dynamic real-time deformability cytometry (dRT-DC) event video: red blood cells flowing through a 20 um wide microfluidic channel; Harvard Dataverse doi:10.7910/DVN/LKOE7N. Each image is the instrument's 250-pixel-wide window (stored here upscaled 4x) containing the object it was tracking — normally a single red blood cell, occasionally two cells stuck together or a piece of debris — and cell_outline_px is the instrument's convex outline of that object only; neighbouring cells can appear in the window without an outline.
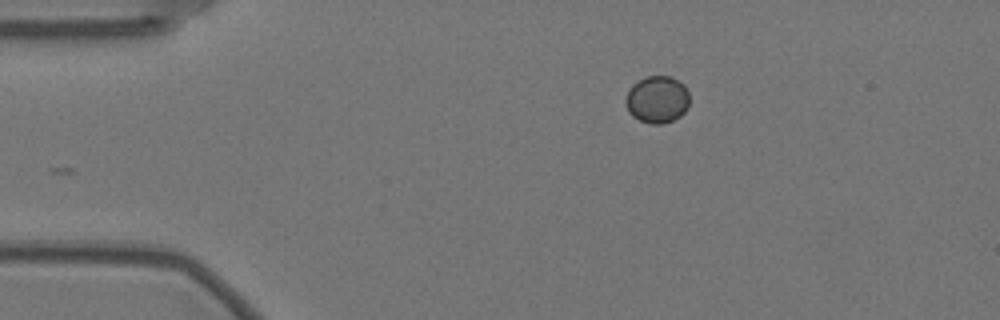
{"species": "Egyptian fruit bat (a non-hibernating species)", "species_latin": "Rousettus aegyptiacus", "temperature_condition": "warm", "stored_images_in_passage": 17, "camera_frame_rate_fps": 3000, "um_per_image_px": 0.085, "animal": {"sex": "female"}, "frame": {"image": 1, "passage_image": 1, "time_ms": 0.0, "image_size_px": [1000, 320], "cell_outline_px": [[688, 108], [680, 116], [664, 124], [652, 124], [640, 120], [632, 116], [628, 112], [624, 104], [624, 100], [628, 88], [632, 84], [648, 76], [672, 76], [684, 84], [688, 92]], "centroid_in_image_um": [55.83, 8.45], "position_along_channel_um": 29.2, "area_um2": 17.8}}
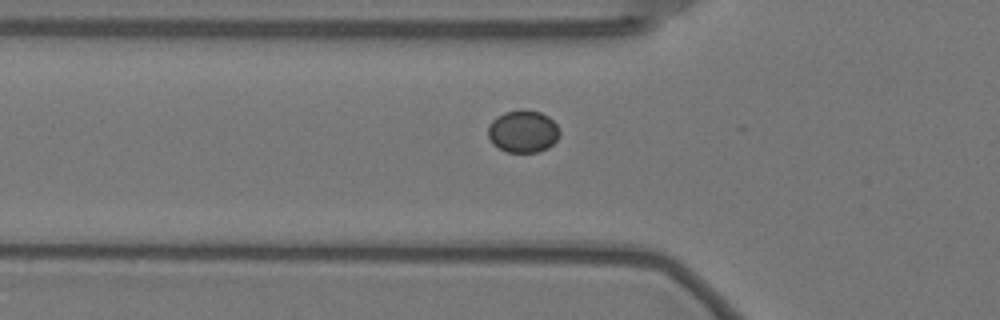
{"frame": {"image": 2, "passage_image": 10, "time_ms": 3.0, "image_size_px": [1000, 320], "cell_outline_px": [[560, 136], [548, 148], [536, 152], [508, 152], [492, 144], [488, 136], [488, 124], [496, 116], [504, 112], [524, 108], [540, 112], [548, 116], [556, 124], [560, 132]], "centroid_in_image_um": [44.44, 11.15], "position_along_channel_um": 81.4, "area_um2": 17.86}}
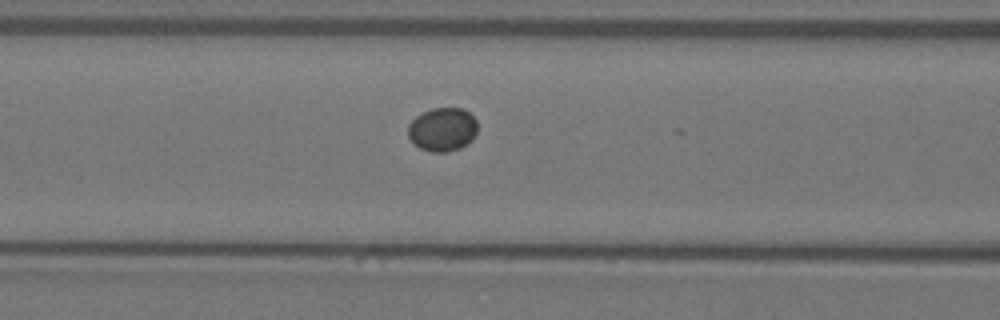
{"frame": {"image": 3, "passage_image": 14, "time_ms": 4.333, "image_size_px": [1000, 320], "cell_outline_px": [[476, 132], [472, 140], [468, 144], [460, 148], [448, 152], [432, 152], [420, 148], [408, 136], [408, 124], [416, 116], [432, 108], [464, 108], [476, 120]], "centroid_in_image_um": [37.62, 11.0], "position_along_channel_um": 129.0, "area_um2": 17.63}}